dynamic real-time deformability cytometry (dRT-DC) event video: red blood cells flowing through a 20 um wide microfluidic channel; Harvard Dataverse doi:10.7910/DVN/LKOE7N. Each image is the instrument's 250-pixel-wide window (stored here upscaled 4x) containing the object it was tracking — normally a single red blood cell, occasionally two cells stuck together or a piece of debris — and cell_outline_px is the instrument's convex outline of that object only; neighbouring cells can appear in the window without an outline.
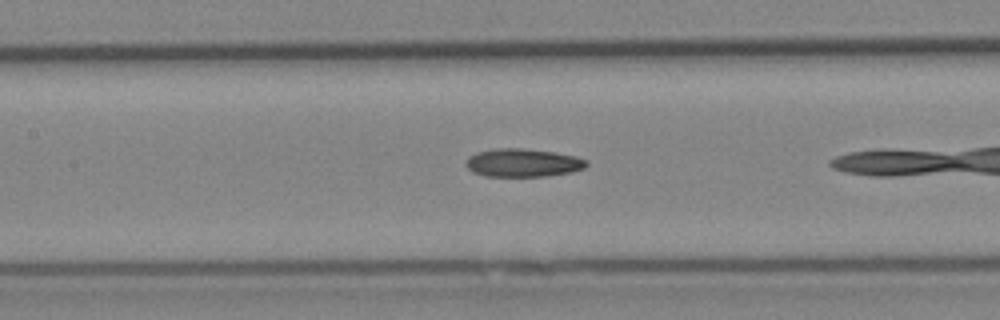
{"species": "Egyptian fruit bat (a non-hibernating species)", "species_latin": "Rousettus aegyptiacus", "temperature_condition": "cold", "stored_images_in_passage": 9, "segment_of_instrument_passage": [2, 2], "camera_frame_rate_fps": 3000, "um_per_image_px": 0.085, "animal": {"sex": "female"}, "frame": {"image": 1, "passage_image": 8, "time_ms": 2.333, "image_size_px": [1000, 320], "cell_outline_px": [[588, 164], [584, 168], [572, 172], [544, 176], [484, 176], [472, 172], [464, 164], [464, 160], [468, 156], [476, 152], [496, 148], [520, 148], [556, 152], [576, 156], [588, 160]], "centroid_in_image_um": [44.42, 13.83], "position_along_channel_um": 163.0, "area_um2": 20.06}}